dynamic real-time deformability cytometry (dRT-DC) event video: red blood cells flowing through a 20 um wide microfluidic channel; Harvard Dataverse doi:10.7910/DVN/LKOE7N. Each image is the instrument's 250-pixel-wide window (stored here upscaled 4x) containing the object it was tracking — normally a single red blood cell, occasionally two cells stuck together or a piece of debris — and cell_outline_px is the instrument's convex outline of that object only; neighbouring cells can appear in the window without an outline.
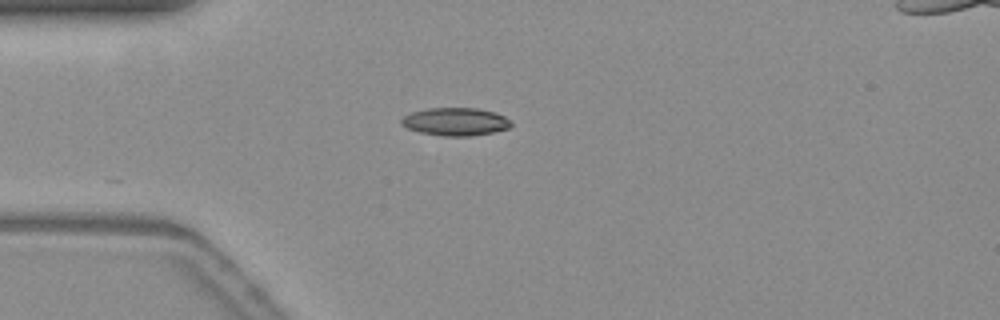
{"species": "common noctule bat (a hibernating species)", "species_latin": "Nyctalus noctula", "temperature_condition": "warm", "stored_images_in_passage": 10, "camera_frame_rate_fps": 3000, "um_per_image_px": 0.085, "animal": {"sex": "female", "body_mass_g": 19.3, "forearm_length_mm": 54.1}, "frame": {"image": 1, "passage_image": 1, "time_ms": 0.0, "image_size_px": [1000, 320], "cell_outline_px": [[512, 124], [508, 128], [492, 132], [468, 136], [444, 136], [420, 132], [408, 128], [400, 120], [404, 116], [412, 112], [428, 108], [476, 108], [496, 112], [504, 116]], "centroid_in_image_um": [38.72, 10.33], "position_along_channel_um": 46.3, "area_um2": 17.57}}
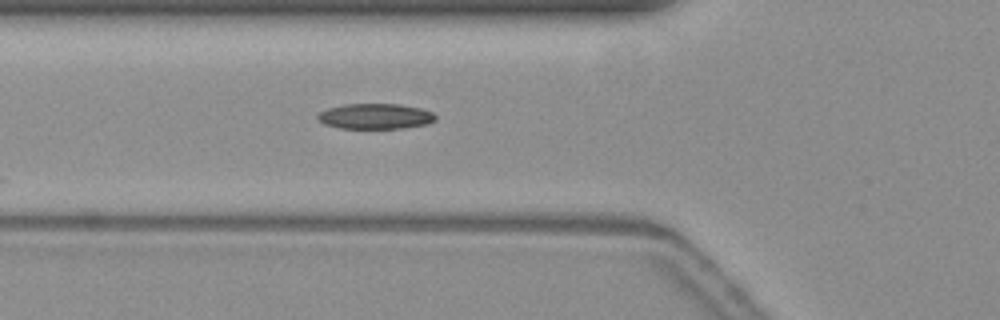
{"frame": {"image": 2, "passage_image": 6, "time_ms": 1.667, "image_size_px": [1000, 320], "cell_outline_px": [[436, 120], [428, 124], [404, 128], [340, 128], [324, 124], [316, 116], [320, 112], [328, 108], [344, 104], [400, 104], [420, 108], [432, 112], [436, 116]], "centroid_in_image_um": [31.93, 9.88], "position_along_channel_um": 93.9, "area_um2": 17.46}}
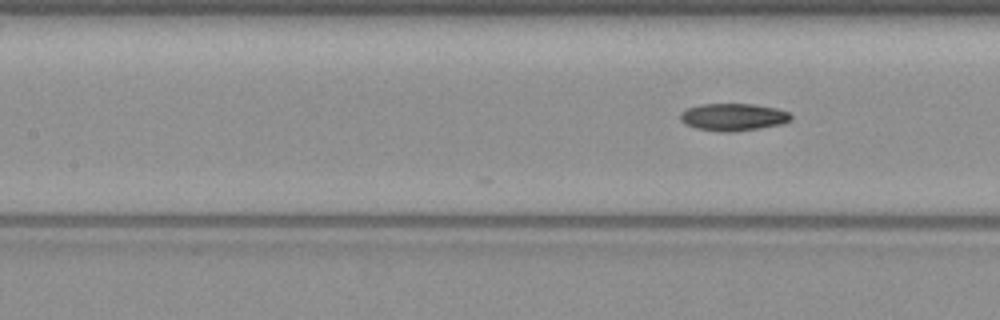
{"frame": {"image": 3, "passage_image": 10, "time_ms": 3.0, "image_size_px": [1000, 320], "cell_outline_px": [[792, 120], [784, 124], [760, 128], [732, 132], [724, 132], [696, 128], [680, 120], [680, 112], [688, 108], [700, 104], [752, 104], [776, 108], [788, 112], [792, 116]], "centroid_in_image_um": [62.36, 9.95], "position_along_channel_um": 145.0, "area_um2": 17.63}}